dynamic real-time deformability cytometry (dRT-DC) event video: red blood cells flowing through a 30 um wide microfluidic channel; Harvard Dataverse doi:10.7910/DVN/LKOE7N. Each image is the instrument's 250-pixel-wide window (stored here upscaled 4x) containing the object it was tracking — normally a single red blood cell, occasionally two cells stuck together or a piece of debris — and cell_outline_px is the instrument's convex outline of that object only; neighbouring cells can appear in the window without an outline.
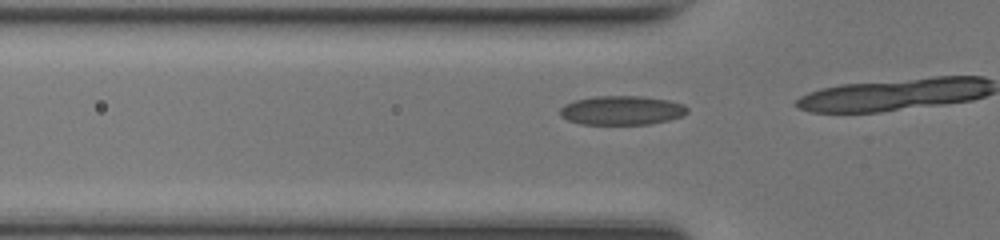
{"species": "common noctule bat (a hibernating species)", "species_latin": "Nyctalus noctula", "temperature_condition": "room temperature", "stored_images_in_passage": 15, "camera_frame_rate_fps": 3000, "um_per_image_px": 0.085, "animal": {"sex": "female", "body_mass_g": 17.0, "forearm_length_mm": 48.0}, "frame": {"image": 1, "passage_image": 13, "time_ms": 4.0, "image_size_px": [1000, 240], "cell_outline_px": [[688, 112], [680, 116], [668, 120], [648, 124], [580, 124], [568, 120], [560, 116], [560, 108], [564, 104], [576, 100], [596, 96], [644, 96], [668, 100], [684, 104], [688, 108]], "centroid_in_image_um": [52.84, 9.37], "position_along_channel_um": 73.0, "area_um2": 21.56}}